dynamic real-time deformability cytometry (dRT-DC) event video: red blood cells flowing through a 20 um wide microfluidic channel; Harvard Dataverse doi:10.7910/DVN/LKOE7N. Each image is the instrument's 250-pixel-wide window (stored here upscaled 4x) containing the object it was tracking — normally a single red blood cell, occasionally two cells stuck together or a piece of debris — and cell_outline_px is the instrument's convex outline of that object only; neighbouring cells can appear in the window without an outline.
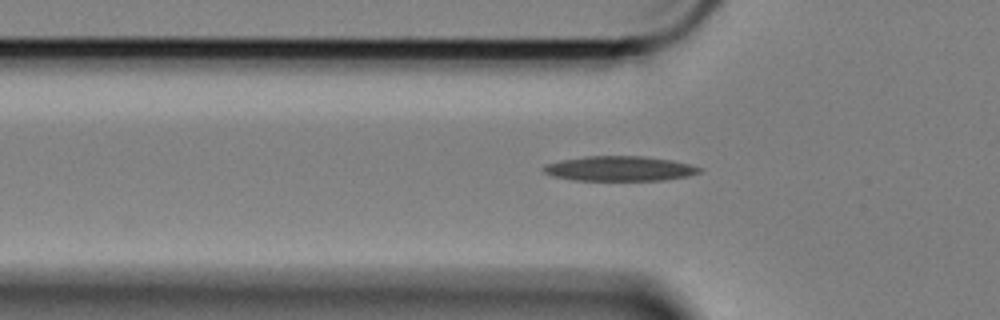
{"species": "Egyptian fruit bat (a non-hibernating species)", "species_latin": "Rousettus aegyptiacus", "temperature_condition": "cold", "stored_images_in_passage": 52, "camera_frame_rate_fps": 3000, "um_per_image_px": 0.085, "animal": {"sex": "female"}, "frame": {"image": 1, "passage_image": 14, "time_ms": 4.333, "image_size_px": [1000, 320], "cell_outline_px": [[704, 168], [700, 172], [688, 176], [664, 180], [572, 180], [552, 176], [544, 172], [544, 164], [560, 160], [584, 156], [644, 156], [672, 160]], "centroid_in_image_um": [52.66, 14.32], "position_along_channel_um": 73.1, "area_um2": 22.66}}
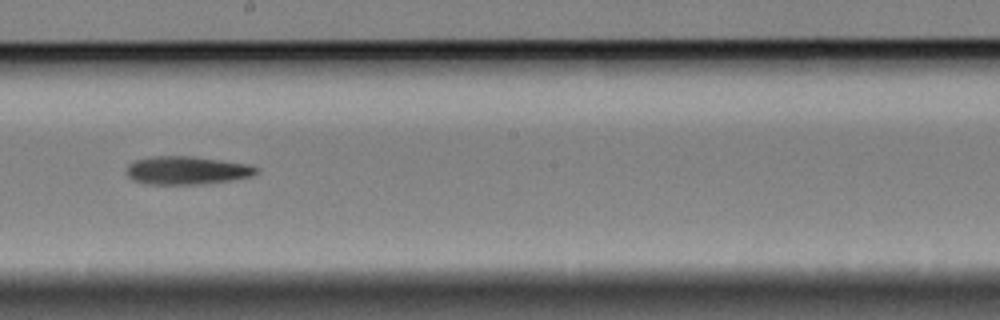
{"frame": {"image": 2, "passage_image": 28, "time_ms": 9.0, "image_size_px": [1000, 320], "cell_outline_px": [[260, 172], [252, 176], [204, 184], [148, 184], [132, 180], [128, 176], [128, 164], [136, 160], [152, 156], [192, 156], [248, 164], [260, 168]], "centroid_in_image_um": [15.91, 14.48], "position_along_channel_um": 232.3, "area_um2": 21.27}}
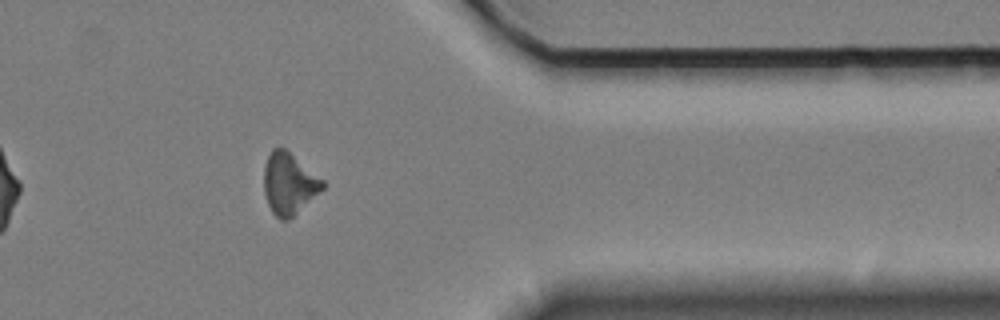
{"frame": {"image": 3, "passage_image": 43, "time_ms": 14.0, "image_size_px": [1000, 320], "cell_outline_px": [[324, 188], [288, 220], [280, 220], [272, 212], [268, 204], [264, 192], [264, 168], [268, 156], [272, 148], [284, 148], [324, 180]], "centroid_in_image_um": [24.55, 15.61], "position_along_channel_um": 386.8, "area_um2": 20.69}}